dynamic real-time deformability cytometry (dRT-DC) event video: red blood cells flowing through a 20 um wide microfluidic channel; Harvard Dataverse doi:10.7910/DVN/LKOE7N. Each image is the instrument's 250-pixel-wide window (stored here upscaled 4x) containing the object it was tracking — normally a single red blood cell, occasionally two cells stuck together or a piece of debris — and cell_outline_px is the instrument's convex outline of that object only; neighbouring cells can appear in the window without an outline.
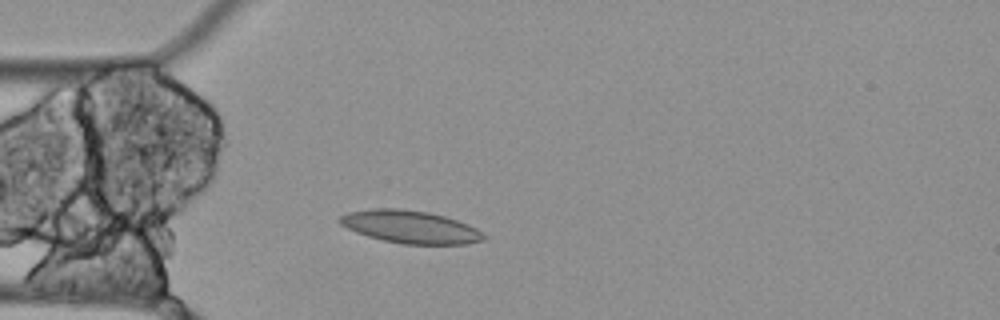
{"species": "Egyptian fruit bat (a non-hibernating species)", "species_latin": "Rousettus aegyptiacus", "temperature_condition": "cold", "stored_images_in_passage": 3, "camera_frame_rate_fps": 3000, "um_per_image_px": 0.085, "animal": {"sex": "female"}, "frame": {"image": 1, "passage_image": 3, "time_ms": 0.667, "image_size_px": [1000, 320], "cell_outline_px": [[488, 236], [484, 240], [464, 244], [404, 244], [384, 240], [368, 236], [356, 232], [340, 224], [336, 220], [340, 216], [348, 212], [372, 208], [400, 208], [428, 212], [444, 216], [468, 224], [476, 228]], "centroid_in_image_um": [34.87, 19.28], "position_along_channel_um": 50.1, "area_um2": 27.46}}